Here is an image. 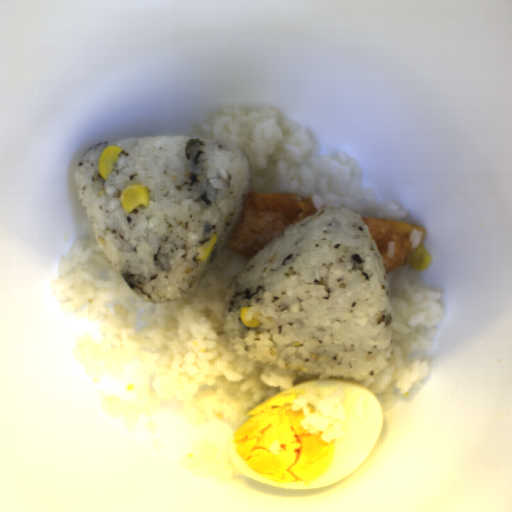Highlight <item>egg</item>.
Wrapping results in <instances>:
<instances>
[{
  "instance_id": "d2b9013d",
  "label": "egg",
  "mask_w": 512,
  "mask_h": 512,
  "mask_svg": "<svg viewBox=\"0 0 512 512\" xmlns=\"http://www.w3.org/2000/svg\"><path fill=\"white\" fill-rule=\"evenodd\" d=\"M343 390L346 429L328 444L300 424L293 410L303 395ZM383 409L370 389L344 379H313L257 405L228 437L226 450L239 472L263 485L313 489L341 481L371 455L382 432Z\"/></svg>"
}]
</instances>
